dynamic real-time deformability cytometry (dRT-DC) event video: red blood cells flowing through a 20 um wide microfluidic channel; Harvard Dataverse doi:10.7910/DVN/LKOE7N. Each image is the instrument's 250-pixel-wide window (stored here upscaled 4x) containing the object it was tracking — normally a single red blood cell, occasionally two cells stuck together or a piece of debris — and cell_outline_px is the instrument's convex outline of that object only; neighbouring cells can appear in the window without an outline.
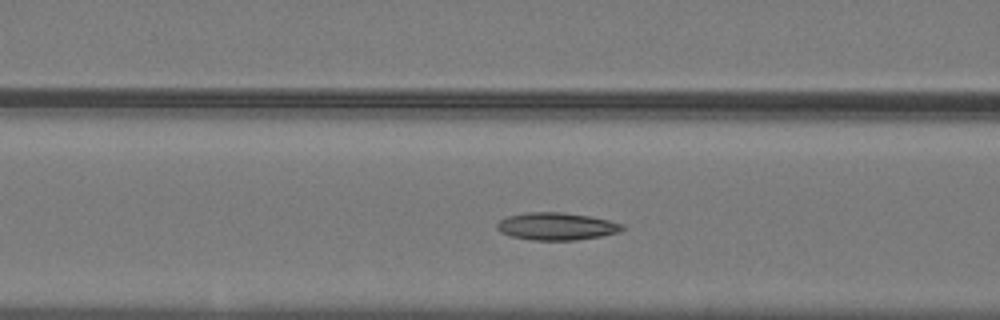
{"species": "common noctule bat (a hibernating species)", "species_latin": "Nyctalus noctula", "temperature_condition": "warm", "stored_images_in_passage": 49, "camera_frame_rate_fps": 3000, "um_per_image_px": 0.085, "animal": {"sex": "male", "body_mass_g": 19.2, "forearm_length_mm": 51.8}, "frame": {"image": 1, "passage_image": 18, "time_ms": 5.667, "image_size_px": [1000, 320], "cell_outline_px": [[624, 228], [620, 232], [600, 236], [576, 240], [532, 240], [512, 236], [500, 232], [496, 228], [496, 224], [500, 220], [508, 216], [528, 212], [564, 212], [588, 216], [608, 220], [624, 224]], "centroid_in_image_um": [47.3, 19.23], "position_along_channel_um": 119.3, "area_um2": 20.0}}
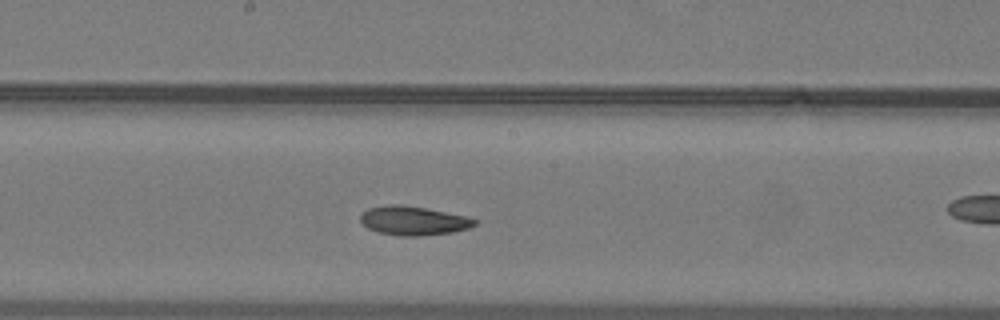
{"frame": {"image": 2, "passage_image": 25, "time_ms": 8.0, "image_size_px": [1000, 320], "cell_outline_px": [[476, 224], [468, 228], [452, 232], [416, 236], [404, 236], [380, 232], [368, 228], [360, 220], [360, 216], [368, 208], [384, 204], [400, 204], [424, 208], [464, 216], [476, 220]], "centroid_in_image_um": [35.1, 18.75], "position_along_channel_um": 213.1, "area_um2": 18.9}}
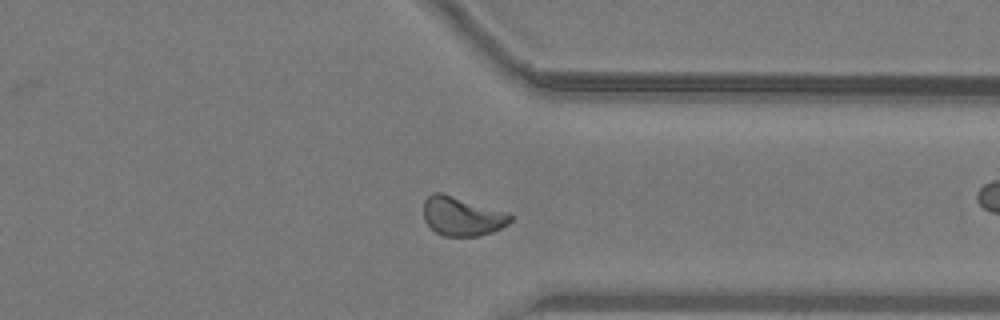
{"frame": {"image": 3, "passage_image": 37, "time_ms": 12.0, "image_size_px": [1000, 320], "cell_outline_px": [[512, 220], [508, 224], [492, 232], [476, 236], [444, 236], [436, 232], [424, 220], [424, 200], [432, 192], [444, 192], [508, 212], [512, 216]], "centroid_in_image_um": [39.28, 18.35], "position_along_channel_um": 372.1, "area_um2": 19.94}, "authors_computed_cell_mechanics": {"area_um2": 19.4786, "velocity_mm_per_s": 4.0167, "shape_relaxation_time_tau1_ms": 8.4516, "shape_relaxation_time_tau2_ms": 5.1597, "deformation_change_tau1": 0.1897, "deformation_change_tau2": 0.1111}}